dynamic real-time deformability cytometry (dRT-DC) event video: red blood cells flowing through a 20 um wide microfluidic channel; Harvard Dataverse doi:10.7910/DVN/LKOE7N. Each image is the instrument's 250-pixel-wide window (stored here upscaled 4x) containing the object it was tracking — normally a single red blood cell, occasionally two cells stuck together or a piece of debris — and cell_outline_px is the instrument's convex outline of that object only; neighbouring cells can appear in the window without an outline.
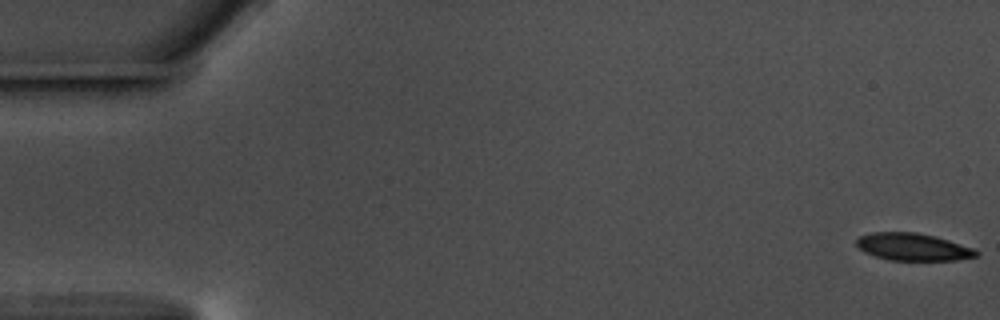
{"species": "common noctule bat (a hibernating species)", "species_latin": "Nyctalus noctula", "temperature_condition": "warm", "stored_images_in_passage": 58, "camera_frame_rate_fps": 3000, "um_per_image_px": 0.085, "animal": {"sex": "male", "body_mass_g": 17.5, "forearm_length_mm": 52.3}, "frame": {"image": 1, "passage_image": 1, "time_ms": 0.0, "image_size_px": [1000, 320], "cell_outline_px": [[980, 252], [976, 256], [956, 260], [892, 260], [876, 256], [864, 252], [856, 244], [856, 240], [860, 236], [872, 232], [916, 232], [948, 240], [972, 248]], "centroid_in_image_um": [77.58, 20.98], "position_along_channel_um": 7.4, "area_um2": 18.79}}
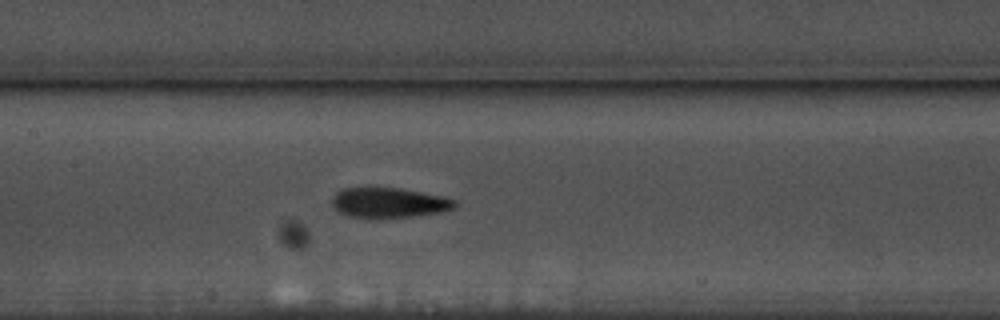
{"frame": {"image": 2, "passage_image": 28, "time_ms": 9.0, "image_size_px": [1000, 320], "cell_outline_px": [[456, 208], [444, 212], [412, 216], [376, 220], [368, 220], [348, 216], [340, 212], [332, 204], [332, 200], [336, 192], [344, 188], [400, 188], [440, 196], [456, 200]], "centroid_in_image_um": [33.05, 17.27], "position_along_channel_um": 174.3, "area_um2": 21.91}}
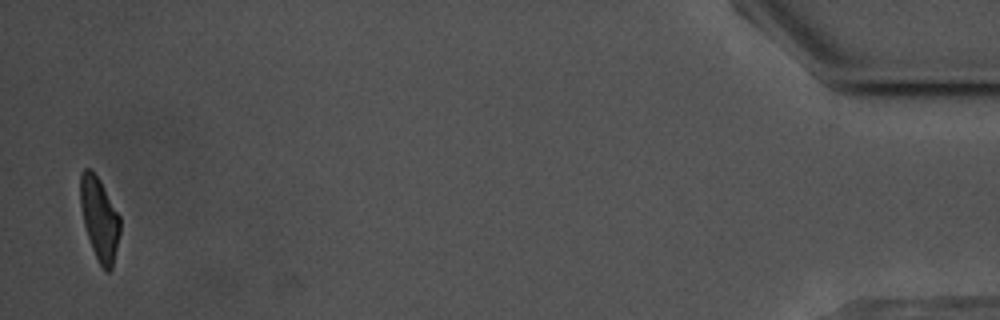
{"frame": {"image": 3, "passage_image": 57, "time_ms": 18.667, "image_size_px": [1000, 320], "cell_outline_px": [[120, 232], [112, 268], [108, 272], [104, 272], [92, 248], [84, 224], [80, 204], [80, 172], [84, 168], [92, 168], [100, 180], [120, 216]], "centroid_in_image_um": [8.45, 18.55], "position_along_channel_um": 426.8, "area_um2": 19.19}, "authors_computed_cell_mechanics": {"area_um2": 20.8947, "velocity_mm_per_s": 3.5612, "shape_relaxation_time_tau1_ms": 4.5778, "shape_relaxation_time_tau2_ms": 3.8136, "deformation_change_tau1": 0.1443, "deformation_change_tau2": 0.1049}}